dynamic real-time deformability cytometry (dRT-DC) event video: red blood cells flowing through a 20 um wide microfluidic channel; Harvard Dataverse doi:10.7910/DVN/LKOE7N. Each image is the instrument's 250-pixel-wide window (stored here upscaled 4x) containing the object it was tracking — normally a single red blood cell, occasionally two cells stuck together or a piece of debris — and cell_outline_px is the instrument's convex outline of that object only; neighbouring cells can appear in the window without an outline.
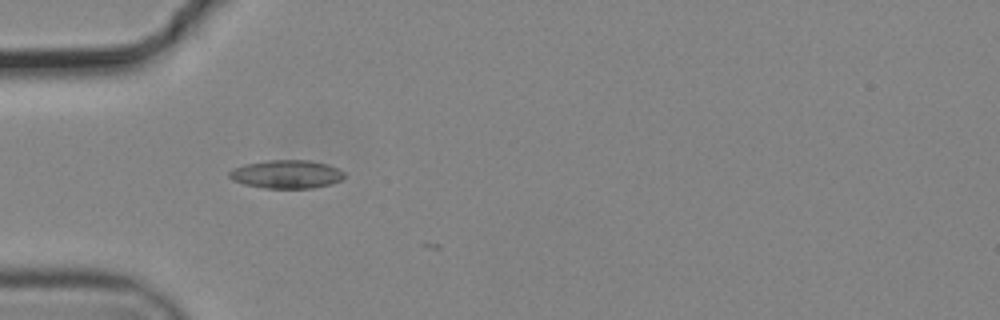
{"species": "common noctule bat (a hibernating species)", "species_latin": "Nyctalus noctula", "temperature_condition": "cold", "stored_images_in_passage": 4, "camera_frame_rate_fps": 3000, "um_per_image_px": 0.085, "animal": {"sex": "male", "body_mass_g": 19.2, "forearm_length_mm": 51.8}, "frame": {"image": 1, "passage_image": 1, "time_ms": 0.0, "image_size_px": [1000, 320], "cell_outline_px": [[344, 176], [340, 180], [332, 184], [312, 188], [264, 188], [244, 184], [232, 180], [228, 176], [228, 172], [232, 168], [244, 164], [268, 160], [308, 160], [328, 164], [344, 172]], "centroid_in_image_um": [24.32, 14.8], "position_along_channel_um": 60.7, "area_um2": 19.07}}